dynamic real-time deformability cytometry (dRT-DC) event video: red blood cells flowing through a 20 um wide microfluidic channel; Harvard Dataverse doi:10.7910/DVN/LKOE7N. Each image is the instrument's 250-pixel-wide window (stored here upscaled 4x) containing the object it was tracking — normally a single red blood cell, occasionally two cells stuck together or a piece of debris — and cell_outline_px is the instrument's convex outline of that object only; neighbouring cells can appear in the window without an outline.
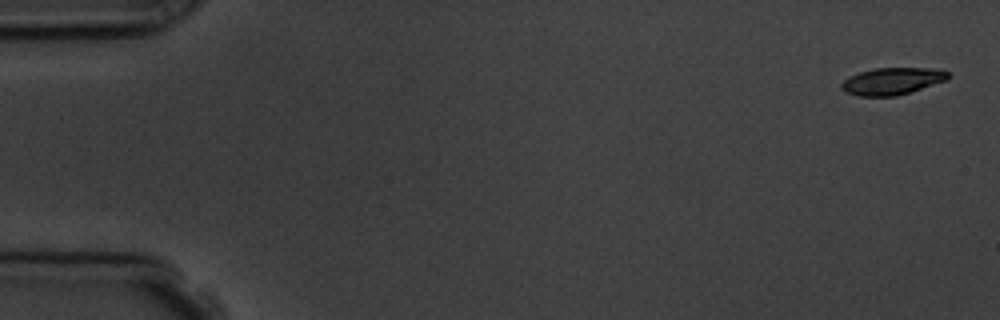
{"species": "common noctule bat (a hibernating species)", "species_latin": "Nyctalus noctula", "temperature_condition": "room temperature", "stored_images_in_passage": 5, "camera_frame_rate_fps": 3000, "um_per_image_px": 0.085, "animal": {"sex": "male", "body_mass_g": 19.5, "forearm_length_mm": 54.6}, "frame": {"image": 1, "passage_image": 1, "time_ms": 0.0, "image_size_px": [1000, 320], "cell_outline_px": [[948, 80], [896, 96], [860, 96], [844, 92], [840, 88], [840, 84], [848, 76], [872, 68], [928, 68], [948, 72]], "centroid_in_image_um": [75.77, 6.9], "position_along_channel_um": 9.2, "area_um2": 16.76}}
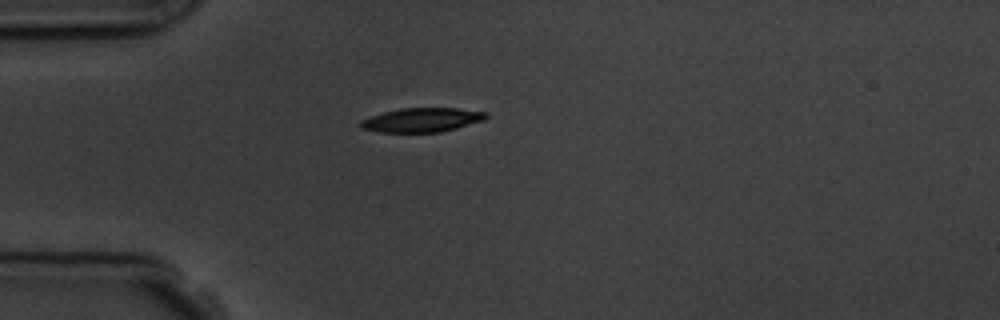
{"frame": {"image": 2, "passage_image": 5, "time_ms": 4.333, "image_size_px": [1000, 320], "cell_outline_px": [[488, 116], [484, 120], [456, 128], [440, 132], [380, 132], [360, 128], [360, 120], [384, 112], [400, 108], [456, 108], [488, 112]], "centroid_in_image_um": [35.87, 10.19], "position_along_channel_um": 49.1, "area_um2": 17.57}}